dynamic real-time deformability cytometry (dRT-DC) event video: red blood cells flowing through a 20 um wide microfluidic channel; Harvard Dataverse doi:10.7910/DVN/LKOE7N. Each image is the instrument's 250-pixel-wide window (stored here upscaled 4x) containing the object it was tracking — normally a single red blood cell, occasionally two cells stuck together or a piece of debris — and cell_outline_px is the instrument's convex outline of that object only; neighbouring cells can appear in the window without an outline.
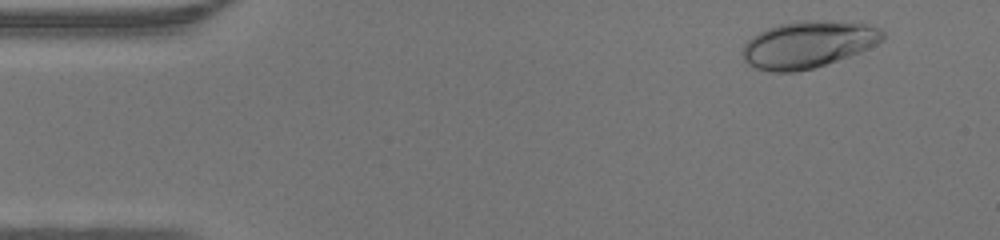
{"species": "human", "species_latin": "Homo sapiens", "temperature_condition": "warm", "stored_images_in_passage": 45, "camera_frame_rate_fps": 3000, "um_per_image_px": 0.085, "donor": {"sex": "male"}, "frame": {"image": 1, "passage_image": 3, "time_ms": 0.667, "image_size_px": [1000, 240], "cell_outline_px": [[884, 40], [860, 52], [812, 68], [792, 72], [772, 72], [756, 68], [748, 64], [744, 60], [744, 44], [752, 36], [768, 28], [780, 24], [800, 20], [832, 20], [864, 24], [880, 28], [884, 32]], "centroid_in_image_um": [68.7, 3.76], "position_along_channel_um": 16.3, "area_um2": 37.97}}
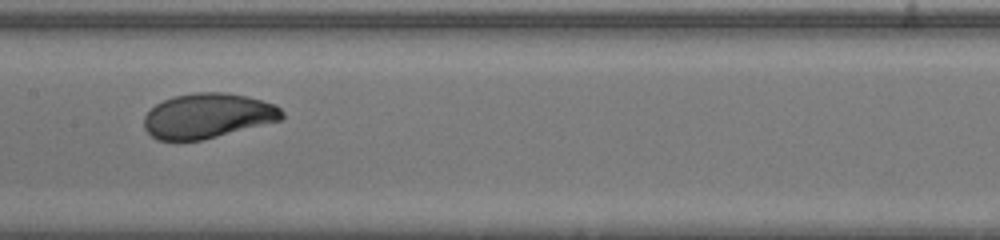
{"frame": {"image": 2, "passage_image": 22, "time_ms": 7.0, "image_size_px": [1000, 240], "cell_outline_px": [[284, 116], [280, 120], [200, 140], [156, 140], [144, 128], [144, 116], [156, 104], [164, 100], [176, 96], [196, 92], [224, 92], [248, 96], [276, 104], [284, 112]], "centroid_in_image_um": [17.66, 9.83], "position_along_channel_um": 189.7, "area_um2": 35.78}}
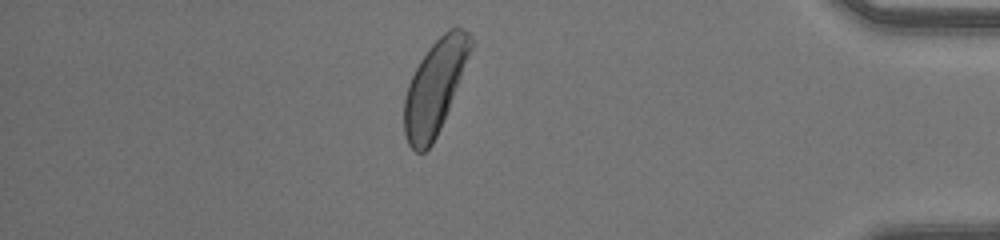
{"frame": {"image": 3, "passage_image": 39, "time_ms": 12.667, "image_size_px": [1000, 240], "cell_outline_px": [[472, 48], [440, 128], [432, 144], [424, 152], [416, 152], [408, 144], [404, 132], [404, 100], [408, 84], [420, 60], [428, 48], [448, 28], [460, 28], [468, 32], [472, 36]], "centroid_in_image_um": [36.94, 7.4], "position_along_channel_um": 398.3, "area_um2": 35.43}}